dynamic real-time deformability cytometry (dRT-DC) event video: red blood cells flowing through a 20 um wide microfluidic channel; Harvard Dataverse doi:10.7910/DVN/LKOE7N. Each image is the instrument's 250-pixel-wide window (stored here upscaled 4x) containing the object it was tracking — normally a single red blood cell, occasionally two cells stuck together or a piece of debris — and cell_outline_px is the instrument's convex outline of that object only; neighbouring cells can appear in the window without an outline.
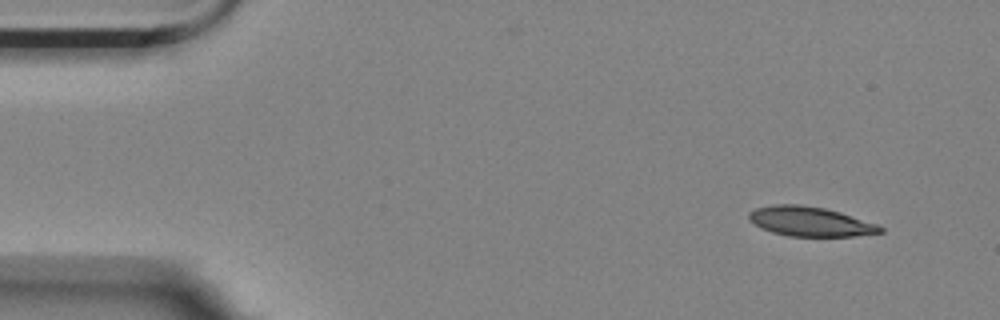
{"species": "Egyptian fruit bat (a non-hibernating species)", "species_latin": "Rousettus aegyptiacus", "temperature_condition": "room temperature", "stored_images_in_passage": 4, "camera_frame_rate_fps": 3000, "um_per_image_px": 0.085, "animal": {"sex": "female"}, "frame": {"image": 1, "passage_image": 1, "time_ms": 0.0, "image_size_px": [1000, 320], "cell_outline_px": [[884, 232], [852, 236], [788, 236], [772, 232], [748, 220], [748, 212], [756, 208], [776, 204], [800, 204], [824, 208], [840, 212], [876, 224], [884, 228]], "centroid_in_image_um": [68.85, 18.82], "position_along_channel_um": 16.1, "area_um2": 22.43}}
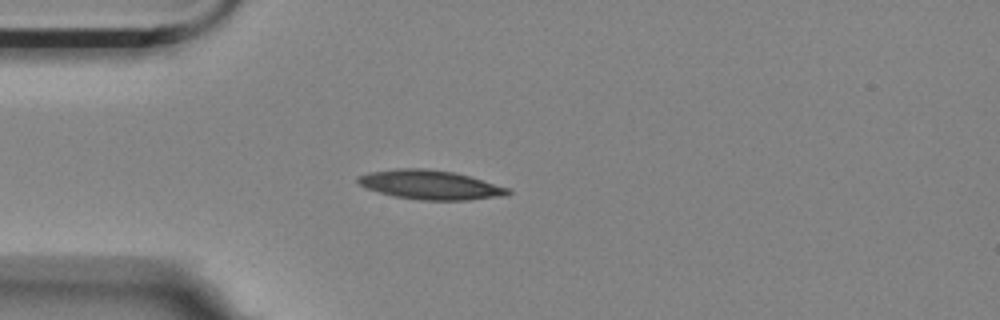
{"frame": {"image": 2, "passage_image": 4, "time_ms": 1.0, "image_size_px": [1000, 320], "cell_outline_px": [[512, 192], [500, 196], [464, 200], [420, 200], [396, 196], [380, 192], [368, 188], [360, 184], [356, 180], [356, 176], [368, 172], [396, 168], [428, 168], [456, 172], [472, 176], [512, 188]], "centroid_in_image_um": [36.6, 15.68], "position_along_channel_um": 48.4, "area_um2": 25.72}}